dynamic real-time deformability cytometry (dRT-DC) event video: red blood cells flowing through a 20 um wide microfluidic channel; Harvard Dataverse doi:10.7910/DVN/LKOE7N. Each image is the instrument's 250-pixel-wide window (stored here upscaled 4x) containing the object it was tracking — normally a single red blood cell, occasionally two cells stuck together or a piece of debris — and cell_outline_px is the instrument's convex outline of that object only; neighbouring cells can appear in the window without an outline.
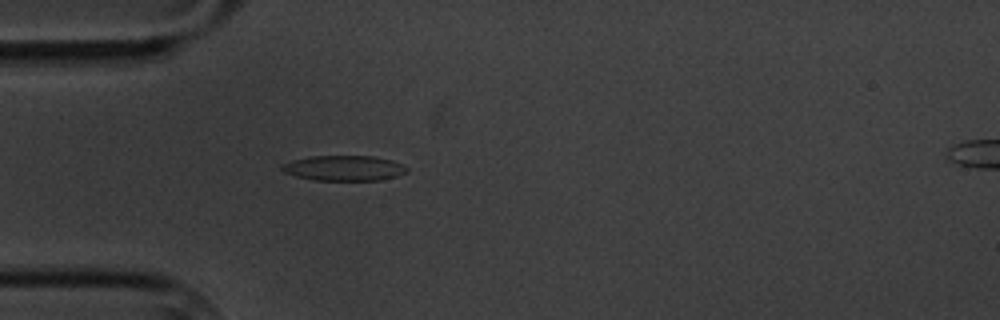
{"species": "common noctule bat (a hibernating species)", "species_latin": "Nyctalus noctula", "temperature_condition": "cold", "stored_images_in_passage": 5, "camera_frame_rate_fps": 3000, "um_per_image_px": 0.085, "animal": {"sex": "male", "body_mass_g": 20.1, "forearm_length_mm": 53.5}, "frame": {"image": 1, "passage_image": 5, "time_ms": 4.667, "image_size_px": [1000, 320], "cell_outline_px": [[408, 172], [396, 176], [380, 180], [316, 180], [296, 176], [284, 172], [280, 168], [284, 164], [292, 160], [308, 156], [372, 156], [392, 160], [404, 164], [408, 168]], "centroid_in_image_um": [29.27, 14.28], "position_along_channel_um": 55.7, "area_um2": 18.38}}